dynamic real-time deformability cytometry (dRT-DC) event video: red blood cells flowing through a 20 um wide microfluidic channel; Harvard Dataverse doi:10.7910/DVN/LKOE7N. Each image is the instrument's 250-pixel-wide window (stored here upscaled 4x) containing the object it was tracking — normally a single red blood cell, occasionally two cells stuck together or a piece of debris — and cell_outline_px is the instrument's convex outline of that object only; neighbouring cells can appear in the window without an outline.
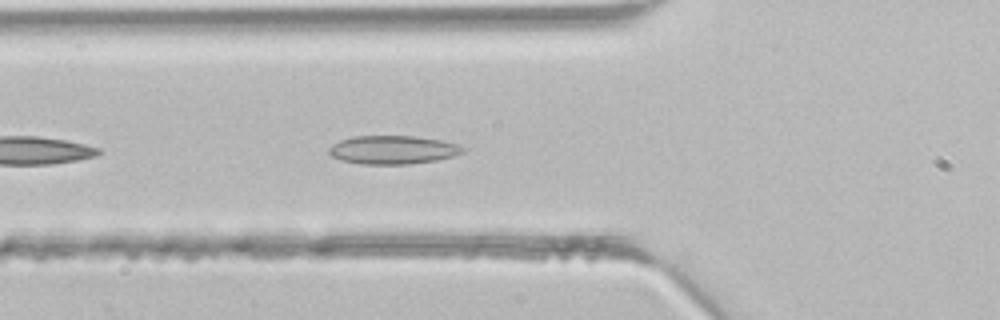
{"species": "common noctule bat (a hibernating species)", "species_latin": "Nyctalus noctula", "temperature_condition": "room temperature", "stored_images_in_passage": 32, "segment_of_instrument_passage": [1, 2], "camera_frame_rate_fps": 3000, "um_per_image_px": 0.085, "animal": {"sex": "male", "body_mass_g": 21.5, "forearm_length_mm": 52.0}, "frame": {"image": 1, "passage_image": 4, "time_ms": 1.0, "image_size_px": [1000, 320], "cell_outline_px": [[468, 148], [464, 152], [452, 156], [436, 160], [408, 164], [360, 164], [340, 160], [332, 156], [328, 152], [328, 148], [332, 144], [340, 140], [356, 136], [412, 136], [440, 140], [460, 144]], "centroid_in_image_um": [33.4, 12.73], "position_along_channel_um": 92.4, "area_um2": 22.31}}
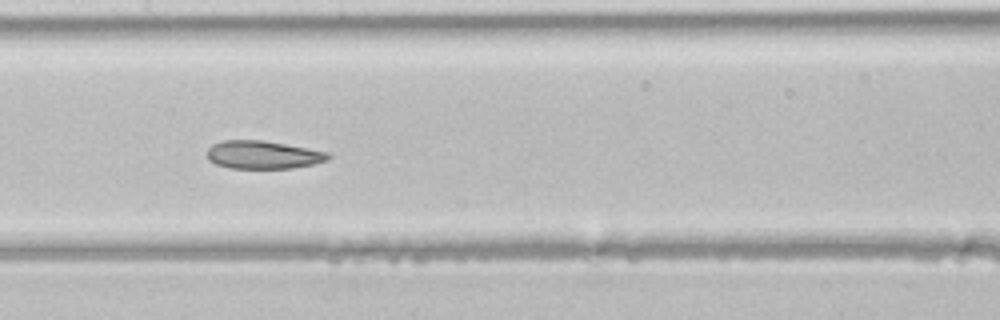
{"frame": {"image": 2, "passage_image": 10, "time_ms": 3.0, "image_size_px": [1000, 320], "cell_outline_px": [[332, 156], [328, 160], [316, 164], [292, 168], [232, 168], [216, 164], [208, 160], [208, 148], [212, 144], [220, 140], [264, 140], [328, 152]], "centroid_in_image_um": [22.37, 13.15], "position_along_channel_um": 185.0, "area_um2": 19.88}}
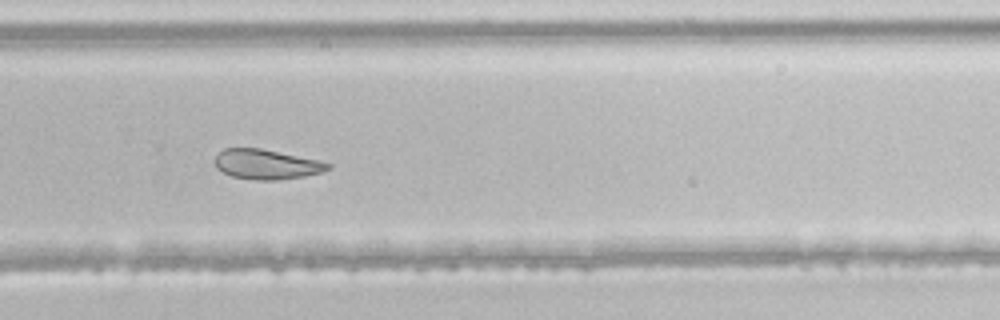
{"frame": {"image": 3, "passage_image": 18, "time_ms": 5.667, "image_size_px": [1000, 320], "cell_outline_px": [[332, 168], [320, 172], [304, 176], [276, 180], [256, 180], [232, 176], [216, 168], [212, 160], [224, 148], [260, 148], [320, 160], [332, 164]], "centroid_in_image_um": [22.64, 13.96], "position_along_channel_um": 307.2, "area_um2": 19.71}}